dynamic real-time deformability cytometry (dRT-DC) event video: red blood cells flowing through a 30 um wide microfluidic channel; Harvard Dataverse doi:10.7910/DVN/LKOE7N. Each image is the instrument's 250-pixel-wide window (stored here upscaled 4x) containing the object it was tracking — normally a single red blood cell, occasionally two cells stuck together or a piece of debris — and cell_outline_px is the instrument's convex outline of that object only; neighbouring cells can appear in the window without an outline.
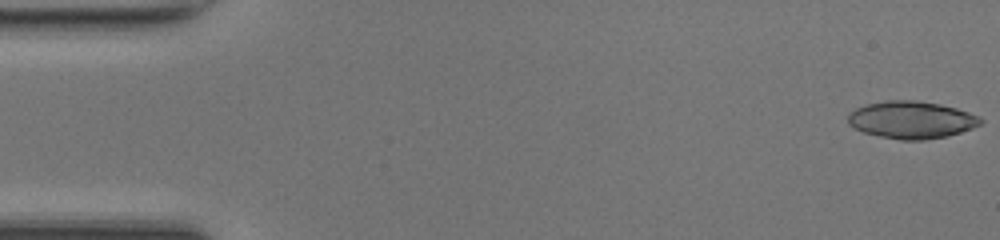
{"species": "common noctule bat (a hibernating species)", "species_latin": "Nyctalus noctula", "temperature_condition": "room temperature", "stored_images_in_passage": 48, "segment_of_instrument_passage": [1, 2], "camera_frame_rate_fps": 3000, "um_per_image_px": 0.085, "animal": {"sex": "female", "body_mass_g": 17.0, "forearm_length_mm": 48.0}, "frame": {"image": 1, "passage_image": 1, "time_ms": 0.0, "image_size_px": [1000, 240], "cell_outline_px": [[984, 120], [980, 124], [972, 128], [948, 136], [924, 140], [900, 140], [880, 136], [864, 132], [848, 124], [848, 116], [856, 108], [868, 104], [888, 100], [916, 100], [940, 104], [956, 108], [980, 116]], "centroid_in_image_um": [77.51, 10.19], "position_along_channel_um": 7.5, "area_um2": 28.73}}
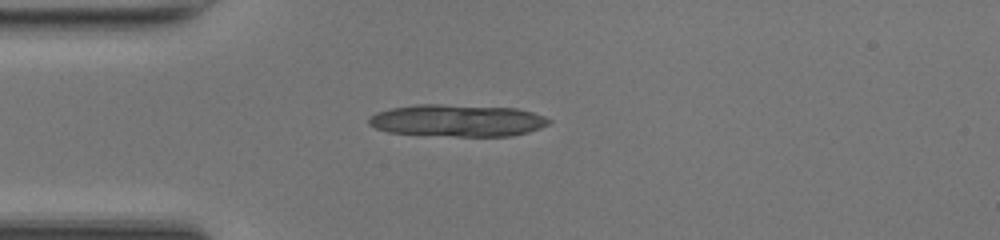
{"frame": {"image": 2, "passage_image": 13, "time_ms": 4.0, "image_size_px": [1000, 240], "cell_outline_px": [[552, 120], [548, 124], [540, 128], [528, 132], [512, 136], [452, 136], [388, 132], [376, 128], [368, 124], [368, 116], [376, 112], [392, 108], [416, 104], [440, 104], [516, 108], [532, 112], [544, 116]], "centroid_in_image_um": [38.87, 10.24], "position_along_channel_um": 46.1, "area_um2": 33.7}}